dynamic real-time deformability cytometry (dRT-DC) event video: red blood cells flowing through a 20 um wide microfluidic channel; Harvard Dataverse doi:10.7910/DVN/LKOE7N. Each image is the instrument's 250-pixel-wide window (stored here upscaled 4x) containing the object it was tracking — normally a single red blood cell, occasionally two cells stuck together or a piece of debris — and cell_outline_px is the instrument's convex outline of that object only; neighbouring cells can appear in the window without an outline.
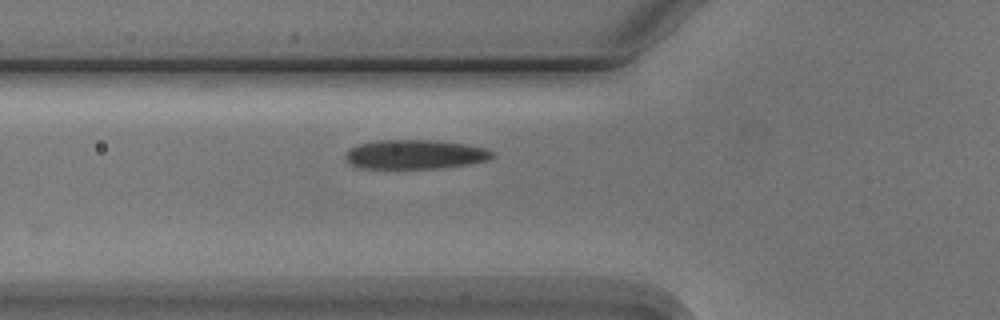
{"species": "Egyptian fruit bat (a non-hibernating species)", "species_latin": "Rousettus aegyptiacus", "temperature_condition": "cold", "stored_images_in_passage": 2, "camera_frame_rate_fps": 3000, "um_per_image_px": 0.085, "animal": {"sex": "male"}, "frame": {"image": 1, "passage_image": 2, "time_ms": 1.333, "image_size_px": [1000, 320], "cell_outline_px": [[496, 156], [488, 160], [468, 164], [440, 168], [360, 168], [352, 164], [344, 156], [348, 148], [356, 144], [376, 140], [436, 140], [464, 144], [484, 148], [496, 152]], "centroid_in_image_um": [35.28, 13.11], "position_along_channel_um": 90.5, "area_um2": 25.2}}